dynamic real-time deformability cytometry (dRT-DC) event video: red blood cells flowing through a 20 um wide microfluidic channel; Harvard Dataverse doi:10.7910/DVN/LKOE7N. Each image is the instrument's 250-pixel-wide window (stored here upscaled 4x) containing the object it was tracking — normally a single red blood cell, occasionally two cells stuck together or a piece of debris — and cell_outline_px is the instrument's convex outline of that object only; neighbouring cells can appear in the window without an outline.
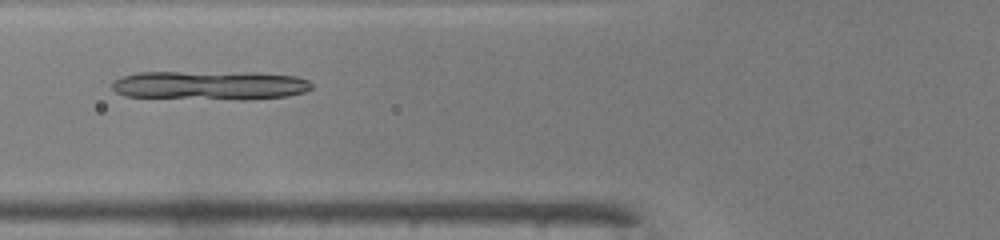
{"species": "common noctule bat (a hibernating species)", "species_latin": "Nyctalus noctula", "temperature_condition": "warm", "stored_images_in_passage": 43, "camera_frame_rate_fps": 3000, "um_per_image_px": 0.085, "animal": {"sex": "male", "body_mass_g": 19.0, "forearm_length_mm": 50.8}, "frame": {"image": 1, "passage_image": 13, "time_ms": 4.0, "image_size_px": [1000, 240], "cell_outline_px": [[312, 88], [304, 92], [288, 96], [252, 100], [240, 100], [124, 96], [116, 92], [112, 88], [112, 80], [136, 72], [256, 72], [296, 76], [308, 80], [312, 84]], "centroid_in_image_um": [17.88, 7.25], "position_along_channel_um": 107.9, "area_um2": 34.28}}
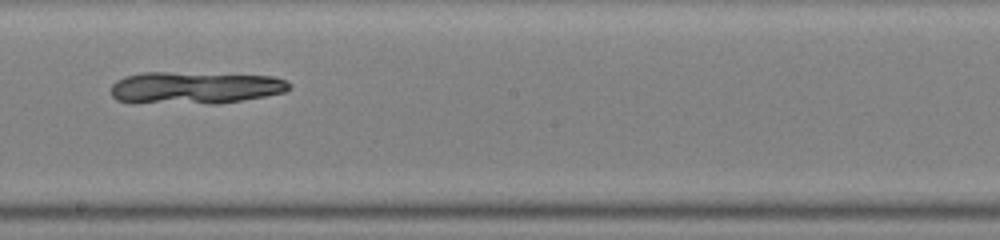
{"frame": {"image": 2, "passage_image": 22, "time_ms": 7.0, "image_size_px": [1000, 240], "cell_outline_px": [[292, 84], [284, 92], [264, 96], [216, 104], [208, 104], [116, 100], [112, 96], [112, 84], [116, 80], [124, 76], [144, 72], [168, 72], [272, 76], [284, 80]], "centroid_in_image_um": [16.58, 7.44], "position_along_channel_um": 231.6, "area_um2": 32.83}}
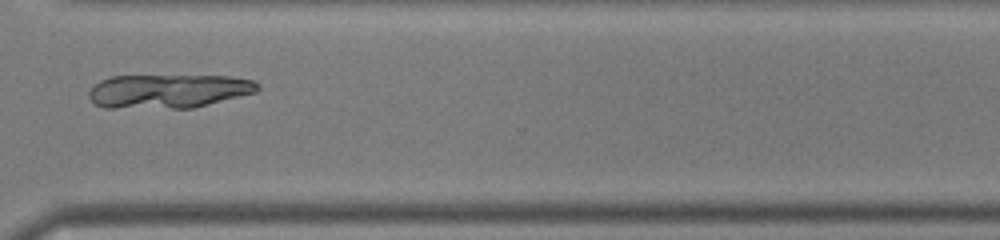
{"frame": {"image": 3, "passage_image": 31, "time_ms": 10.0, "image_size_px": [1000, 240], "cell_outline_px": [[260, 88], [256, 92], [192, 108], [104, 108], [96, 104], [88, 96], [88, 92], [100, 80], [112, 76], [228, 76], [252, 80], [260, 84]], "centroid_in_image_um": [14.3, 7.75], "position_along_channel_um": 356.3, "area_um2": 33.23}}